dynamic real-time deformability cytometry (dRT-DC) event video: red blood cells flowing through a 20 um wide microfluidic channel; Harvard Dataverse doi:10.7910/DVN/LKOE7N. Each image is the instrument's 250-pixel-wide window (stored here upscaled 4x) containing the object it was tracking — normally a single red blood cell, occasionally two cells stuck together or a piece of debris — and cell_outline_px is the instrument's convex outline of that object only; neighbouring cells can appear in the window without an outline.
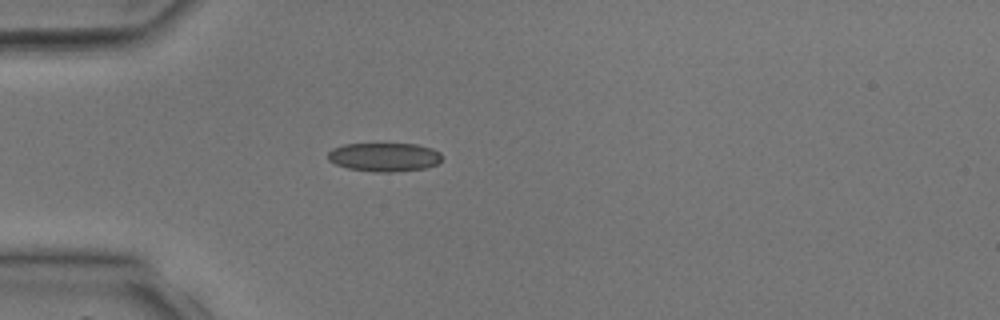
{"species": "common noctule bat (a hibernating species)", "species_latin": "Nyctalus noctula", "temperature_condition": "room temperature", "stored_images_in_passage": 2, "camera_frame_rate_fps": 3000, "um_per_image_px": 0.085, "animal": {"sex": "male", "body_mass_g": 17.9, "forearm_length_mm": 54.2}, "frame": {"image": 1, "passage_image": 2, "time_ms": 2.0, "image_size_px": [1000, 320], "cell_outline_px": [[444, 156], [436, 164], [424, 168], [392, 172], [372, 172], [348, 168], [336, 164], [328, 160], [328, 152], [332, 148], [344, 144], [416, 144], [432, 148], [440, 152]], "centroid_in_image_um": [32.66, 13.35], "position_along_channel_um": 52.3, "area_um2": 19.13}}